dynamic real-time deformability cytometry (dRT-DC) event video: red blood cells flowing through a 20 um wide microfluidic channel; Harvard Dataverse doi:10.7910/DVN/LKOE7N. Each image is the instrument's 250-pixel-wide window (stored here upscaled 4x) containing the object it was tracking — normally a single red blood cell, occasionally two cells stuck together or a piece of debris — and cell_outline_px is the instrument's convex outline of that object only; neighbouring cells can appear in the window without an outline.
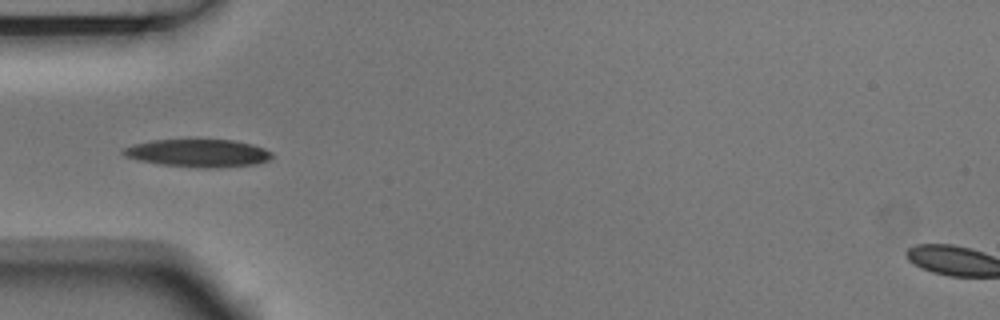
{"species": "Egyptian fruit bat (a non-hibernating species)", "species_latin": "Rousettus aegyptiacus", "temperature_condition": "room temperature", "stored_images_in_passage": 8, "camera_frame_rate_fps": 3000, "um_per_image_px": 0.085, "animal": {"sex": "male"}, "frame": {"image": 1, "passage_image": 3, "time_ms": 0.667, "image_size_px": [1000, 320], "cell_outline_px": [[272, 156], [268, 160], [256, 164], [220, 168], [196, 168], [160, 164], [136, 160], [124, 156], [120, 152], [124, 148], [132, 144], [152, 140], [232, 140], [252, 144], [264, 148], [272, 152]], "centroid_in_image_um": [16.81, 13.02], "position_along_channel_um": 68.2, "area_um2": 24.28}}
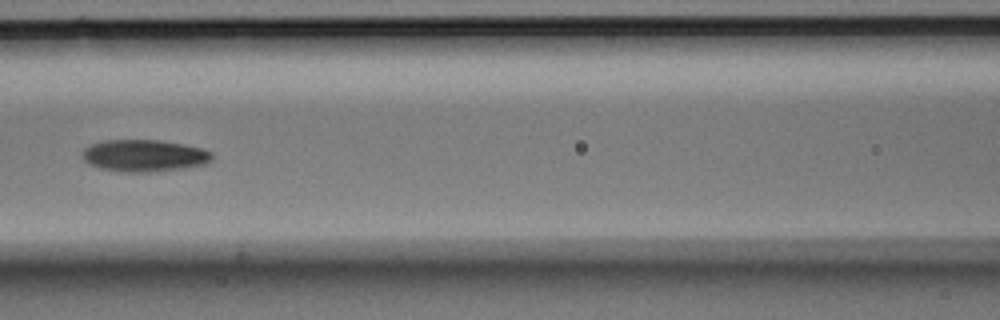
{"frame": {"image": 2, "passage_image": 5, "time_ms": 1.333, "image_size_px": [1000, 320], "cell_outline_px": [[212, 160], [204, 164], [184, 168], [148, 172], [124, 172], [100, 168], [88, 164], [80, 156], [80, 152], [84, 148], [92, 144], [104, 140], [156, 140], [184, 144], [200, 148], [212, 152]], "centroid_in_image_um": [12.21, 13.23], "position_along_channel_um": 154.4, "area_um2": 24.22}}
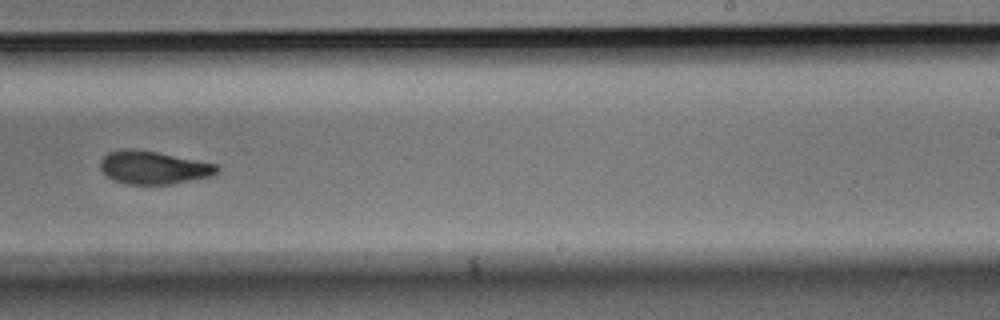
{"frame": {"image": 3, "passage_image": 8, "time_ms": 2.333, "image_size_px": [1000, 320], "cell_outline_px": [[220, 168], [212, 176], [172, 184], [128, 184], [112, 180], [100, 168], [100, 160], [108, 152], [124, 148], [132, 148], [156, 152], [216, 164]], "centroid_in_image_um": [13.02, 14.24], "position_along_channel_um": 276.0, "area_um2": 22.37}}